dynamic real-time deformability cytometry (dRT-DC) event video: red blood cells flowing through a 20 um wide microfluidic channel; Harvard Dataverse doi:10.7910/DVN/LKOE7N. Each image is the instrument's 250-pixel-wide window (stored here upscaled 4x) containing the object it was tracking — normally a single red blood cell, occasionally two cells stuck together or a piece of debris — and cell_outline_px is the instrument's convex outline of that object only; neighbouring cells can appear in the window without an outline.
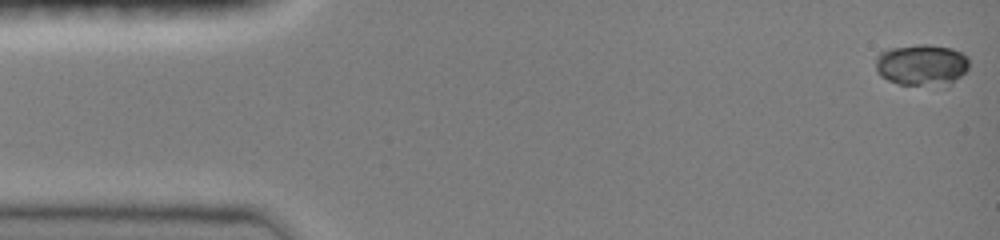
{"species": "common noctule bat (a hibernating species)", "species_latin": "Nyctalus noctula", "temperature_condition": "room temperature", "stored_images_in_passage": 8, "camera_frame_rate_fps": 3000, "um_per_image_px": 0.085, "animal": {"sex": "female", "body_mass_g": 19.0, "forearm_length_mm": 51.5}, "frame": {"image": 1, "passage_image": 1, "time_ms": 0.0, "image_size_px": [1000, 240], "cell_outline_px": [[968, 68], [948, 88], [900, 84], [888, 80], [880, 76], [876, 72], [876, 56], [880, 52], [888, 48], [920, 44], [928, 44], [952, 48], [968, 56]], "centroid_in_image_um": [78.35, 5.55], "position_along_channel_um": 6.6, "area_um2": 23.24}}
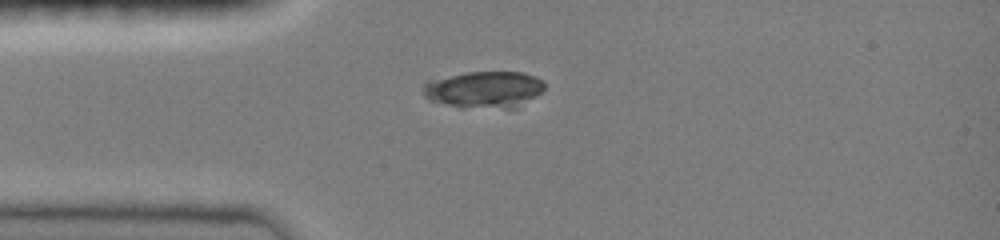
{"frame": {"image": 2, "passage_image": 6, "time_ms": 1.667, "image_size_px": [1000, 240], "cell_outline_px": [[544, 88], [540, 92], [516, 108], [460, 108], [428, 100], [424, 96], [424, 84], [428, 80], [468, 72], [520, 72], [536, 76], [544, 80]], "centroid_in_image_um": [41.13, 7.62], "position_along_channel_um": 43.9, "area_um2": 26.07}}
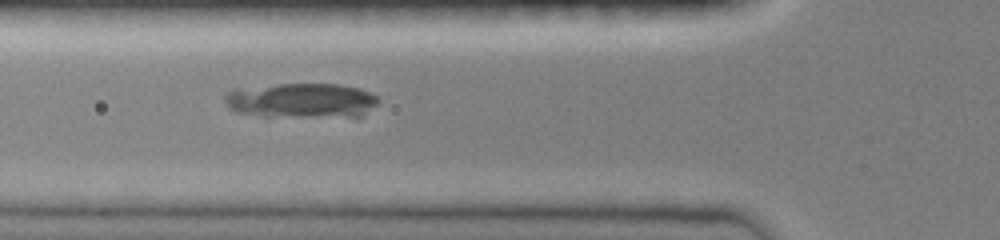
{"frame": {"image": 3, "passage_image": 8, "time_ms": 2.333, "image_size_px": [1000, 240], "cell_outline_px": [[380, 100], [376, 104], [360, 116], [260, 116], [236, 112], [228, 108], [224, 100], [224, 96], [228, 92], [236, 88], [276, 84], [336, 84], [356, 88], [368, 92], [376, 96]], "centroid_in_image_um": [25.54, 8.53], "position_along_channel_um": 100.3, "area_um2": 30.92}}